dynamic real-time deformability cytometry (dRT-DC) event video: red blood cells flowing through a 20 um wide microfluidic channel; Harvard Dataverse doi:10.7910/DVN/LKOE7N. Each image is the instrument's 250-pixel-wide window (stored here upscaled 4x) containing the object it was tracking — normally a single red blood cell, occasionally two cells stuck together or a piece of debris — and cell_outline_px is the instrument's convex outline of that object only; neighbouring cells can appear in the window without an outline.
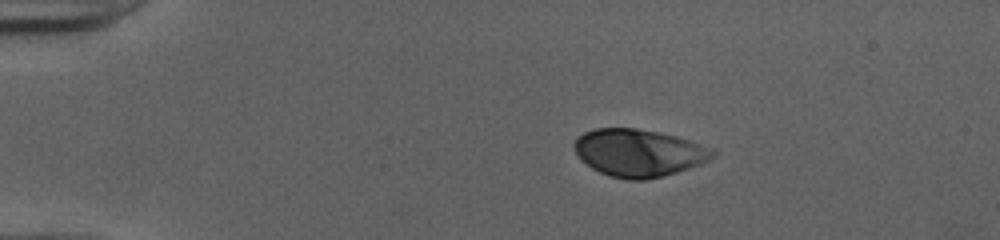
{"species": "human", "species_latin": "Homo sapiens", "temperature_condition": "cold", "stored_images_in_passage": 42, "camera_frame_rate_fps": 3000, "um_per_image_px": 0.085, "donor": {"sex": "female"}, "frame": {"image": 1, "passage_image": 1, "time_ms": 0.0, "image_size_px": [1000, 240], "cell_outline_px": [[716, 156], [712, 160], [664, 176], [644, 180], [628, 180], [608, 176], [592, 168], [580, 160], [572, 144], [576, 136], [584, 132], [596, 128], [636, 128], [660, 132], [676, 136], [712, 148], [716, 152]], "centroid_in_image_um": [54.28, 12.99], "position_along_channel_um": 30.7, "area_um2": 38.61}}
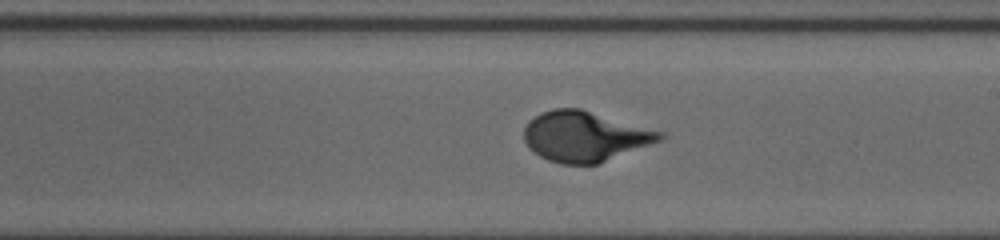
{"frame": {"image": 2, "passage_image": 22, "time_ms": 7.0, "image_size_px": [1000, 240], "cell_outline_px": [[664, 140], [600, 164], [560, 164], [548, 160], [540, 156], [528, 148], [524, 140], [524, 128], [528, 120], [540, 112], [552, 108], [580, 108], [664, 132]], "centroid_in_image_um": [49.72, 11.6], "position_along_channel_um": 239.3, "area_um2": 40.34}}
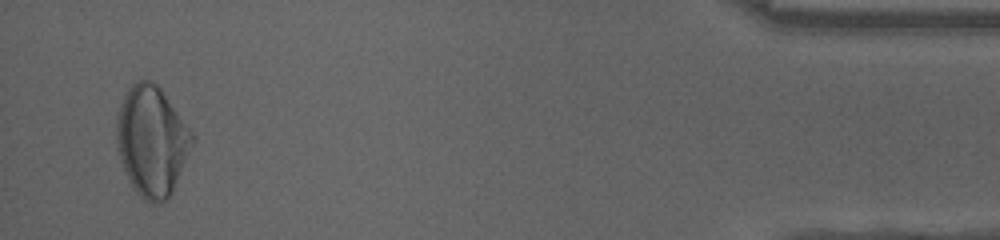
{"frame": {"image": 3, "passage_image": 41, "time_ms": 13.333, "image_size_px": [1000, 240], "cell_outline_px": [[196, 140], [172, 192], [164, 200], [152, 204], [144, 200], [132, 188], [128, 180], [120, 160], [116, 148], [116, 120], [124, 96], [128, 88], [132, 84], [140, 80], [148, 80], [156, 84], [160, 88], [196, 136]], "centroid_in_image_um": [12.91, 12.0], "position_along_channel_um": 422.3, "area_um2": 48.61}}